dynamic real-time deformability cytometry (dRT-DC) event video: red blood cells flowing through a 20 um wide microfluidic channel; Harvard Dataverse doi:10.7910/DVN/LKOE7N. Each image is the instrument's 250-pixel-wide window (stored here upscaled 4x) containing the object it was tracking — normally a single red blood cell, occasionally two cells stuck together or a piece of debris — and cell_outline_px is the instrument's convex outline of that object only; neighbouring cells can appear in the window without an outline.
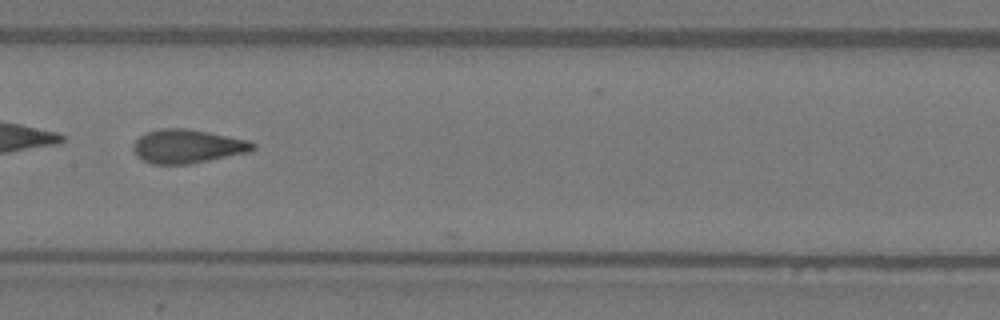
{"species": "Egyptian fruit bat (a non-hibernating species)", "species_latin": "Rousettus aegyptiacus", "temperature_condition": "warm", "stored_images_in_passage": 35, "camera_frame_rate_fps": 3000, "um_per_image_px": 0.085, "animal": {"sex": "female"}, "frame": {"image": 1, "passage_image": 11, "time_ms": 3.333, "image_size_px": [1000, 320], "cell_outline_px": [[256, 148], [252, 152], [188, 164], [152, 164], [136, 156], [132, 148], [136, 140], [140, 136], [148, 132], [160, 128], [188, 128], [248, 140], [256, 144]], "centroid_in_image_um": [15.96, 12.44], "position_along_channel_um": 191.4, "area_um2": 23.58}}